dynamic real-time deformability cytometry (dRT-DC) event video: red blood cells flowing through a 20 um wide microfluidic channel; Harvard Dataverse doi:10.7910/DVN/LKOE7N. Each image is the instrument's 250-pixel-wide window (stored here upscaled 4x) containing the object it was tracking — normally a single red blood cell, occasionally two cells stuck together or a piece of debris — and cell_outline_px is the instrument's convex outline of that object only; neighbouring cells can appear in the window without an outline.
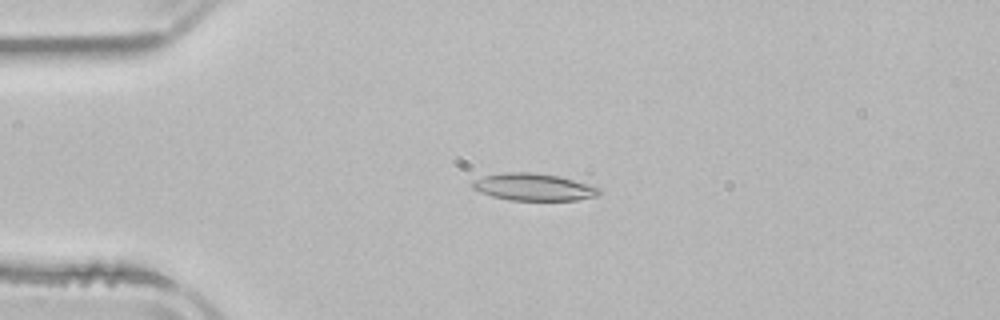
{"species": "common noctule bat (a hibernating species)", "species_latin": "Nyctalus noctula", "temperature_condition": "room temperature", "stored_images_in_passage": 3, "camera_frame_rate_fps": 3000, "um_per_image_px": 0.085, "animal": {"sex": "male", "body_mass_g": 21.5, "forearm_length_mm": 52.0}, "frame": {"image": 1, "passage_image": 2, "time_ms": 1.333, "image_size_px": [1000, 320], "cell_outline_px": [[600, 192], [596, 196], [576, 200], [512, 200], [492, 196], [480, 192], [472, 188], [472, 180], [484, 176], [504, 172], [532, 172], [560, 176], [588, 184], [600, 188]], "centroid_in_image_um": [45.34, 15.89], "position_along_channel_um": 39.7, "area_um2": 20.0}}